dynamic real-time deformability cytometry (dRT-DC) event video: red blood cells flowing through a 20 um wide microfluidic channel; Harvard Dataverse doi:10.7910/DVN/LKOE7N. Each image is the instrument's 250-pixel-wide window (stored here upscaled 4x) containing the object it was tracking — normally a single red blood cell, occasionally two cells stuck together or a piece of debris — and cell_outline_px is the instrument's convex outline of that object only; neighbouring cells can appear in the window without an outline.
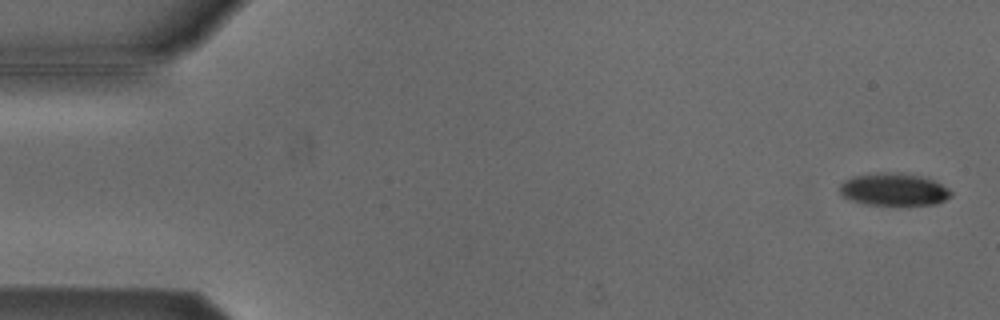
{"species": "Egyptian fruit bat (a non-hibernating species)", "species_latin": "Rousettus aegyptiacus", "temperature_condition": "cold", "stored_images_in_passage": 5, "camera_frame_rate_fps": 3000, "um_per_image_px": 0.085, "animal": {"sex": "male"}, "frame": {"image": 1, "passage_image": 1, "time_ms": 0.0, "image_size_px": [1000, 320], "cell_outline_px": [[952, 196], [936, 204], [864, 204], [840, 196], [840, 184], [844, 180], [852, 176], [884, 172], [904, 172], [928, 176], [948, 188], [952, 192]], "centroid_in_image_um": [75.99, 16.07], "position_along_channel_um": 9.0, "area_um2": 21.33}}